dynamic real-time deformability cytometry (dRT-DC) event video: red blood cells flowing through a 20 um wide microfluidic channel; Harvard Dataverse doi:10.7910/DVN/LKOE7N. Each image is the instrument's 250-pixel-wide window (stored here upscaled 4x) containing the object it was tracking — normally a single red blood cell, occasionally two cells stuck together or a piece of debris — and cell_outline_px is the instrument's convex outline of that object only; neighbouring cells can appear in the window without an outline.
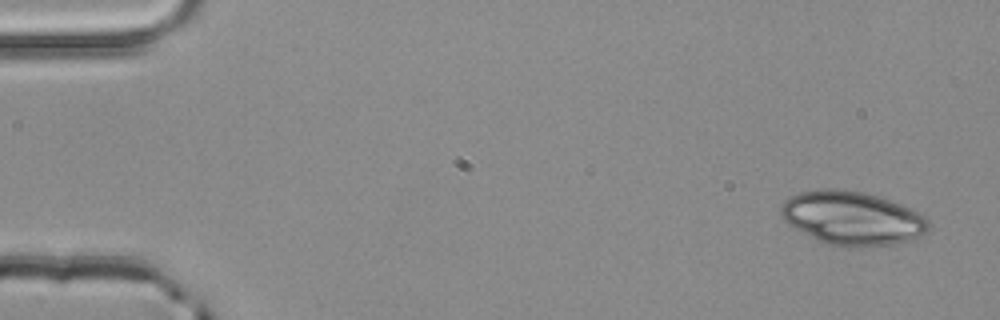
{"species": "common noctule bat (a hibernating species)", "species_latin": "Nyctalus noctula", "temperature_condition": "room temperature", "stored_images_in_passage": 3, "camera_frame_rate_fps": 3000, "um_per_image_px": 0.085, "animal": {"sex": "male", "body_mass_g": 20.4}, "frame": {"image": 1, "passage_image": 1, "time_ms": 0.0, "image_size_px": [1000, 320], "cell_outline_px": [[928, 232], [908, 240], [888, 244], [852, 248], [840, 248], [824, 244], [816, 240], [788, 224], [784, 220], [780, 212], [780, 208], [784, 200], [800, 192], [820, 188], [836, 188], [864, 192], [880, 196], [900, 204], [924, 216], [928, 220]], "centroid_in_image_um": [72.38, 18.54], "position_along_channel_um": 12.6, "area_um2": 46.36}}